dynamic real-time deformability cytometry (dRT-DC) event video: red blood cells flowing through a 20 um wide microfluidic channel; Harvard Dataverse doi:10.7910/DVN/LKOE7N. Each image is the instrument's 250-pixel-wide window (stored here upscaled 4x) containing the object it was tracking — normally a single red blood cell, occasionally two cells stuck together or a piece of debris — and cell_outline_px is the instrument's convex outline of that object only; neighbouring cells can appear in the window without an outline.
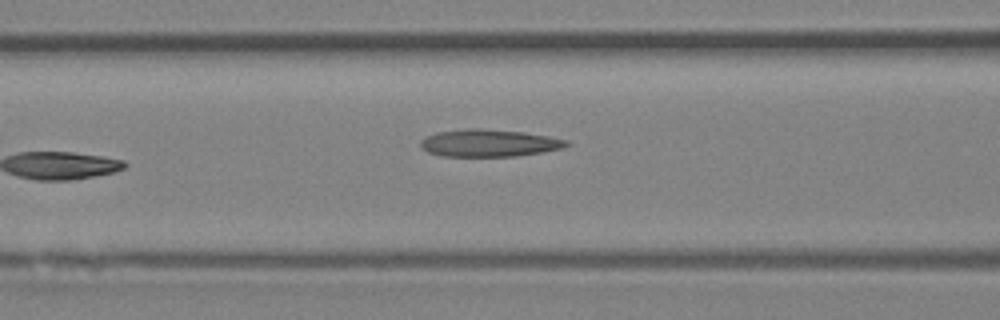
{"species": "Egyptian fruit bat (a non-hibernating species)", "species_latin": "Rousettus aegyptiacus", "temperature_condition": "room temperature", "stored_images_in_passage": 3, "camera_frame_rate_fps": 3000, "um_per_image_px": 0.085, "animal": {"sex": "female"}, "frame": {"image": 1, "passage_image": 3, "time_ms": 2.333, "image_size_px": [1000, 320], "cell_outline_px": [[572, 144], [564, 148], [544, 152], [516, 156], [440, 156], [428, 152], [420, 148], [420, 140], [424, 136], [436, 132], [464, 128], [480, 128], [524, 132], [548, 136], [568, 140]], "centroid_in_image_um": [41.56, 12.15], "position_along_channel_um": 125.0, "area_um2": 23.64}}